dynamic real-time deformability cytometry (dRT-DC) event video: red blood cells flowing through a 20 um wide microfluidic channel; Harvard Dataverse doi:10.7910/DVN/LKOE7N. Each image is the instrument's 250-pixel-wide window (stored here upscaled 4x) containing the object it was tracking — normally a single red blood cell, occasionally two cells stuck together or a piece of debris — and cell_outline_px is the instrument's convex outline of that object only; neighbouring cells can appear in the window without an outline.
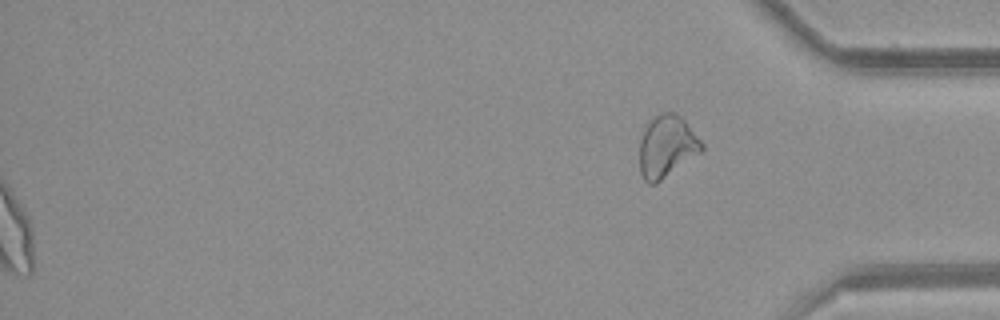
{"species": "common noctule bat (a hibernating species)", "species_latin": "Nyctalus noctula", "temperature_condition": "room temperature", "stored_images_in_passage": 54, "segment_of_instrument_passage": [2, 2], "camera_frame_rate_fps": 3000, "um_per_image_px": 0.085, "animal": {"sex": "female", "body_mass_g": 21.9}, "frame": {"image": 1, "passage_image": 54, "time_ms": 17.667, "image_size_px": [1000, 320], "cell_outline_px": [[704, 148], [700, 152], [656, 184], [648, 184], [644, 180], [640, 172], [640, 140], [648, 124], [660, 112], [672, 112], [680, 116], [684, 120], [704, 144]], "centroid_in_image_um": [56.67, 12.47], "position_along_channel_um": 378.5, "area_um2": 22.08}}